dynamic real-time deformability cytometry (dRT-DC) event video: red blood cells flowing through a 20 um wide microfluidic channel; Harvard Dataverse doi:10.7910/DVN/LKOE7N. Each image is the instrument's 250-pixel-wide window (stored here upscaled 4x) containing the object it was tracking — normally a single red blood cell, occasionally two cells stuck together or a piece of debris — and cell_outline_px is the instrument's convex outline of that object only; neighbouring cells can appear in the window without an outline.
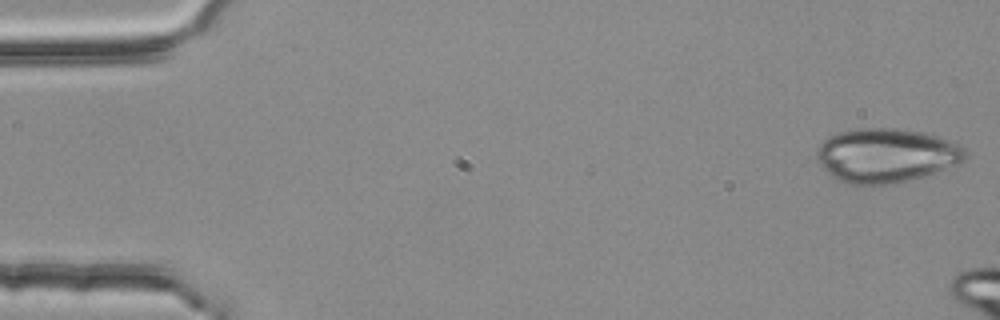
{"species": "common noctule bat (a hibernating species)", "species_latin": "Nyctalus noctula", "temperature_condition": "room temperature", "stored_images_in_passage": 13, "camera_frame_rate_fps": 3000, "um_per_image_px": 0.085, "animal": {"sex": "female", "body_mass_g": 25.1}, "frame": {"image": 1, "passage_image": 1, "time_ms": 0.0, "image_size_px": [1000, 320], "cell_outline_px": [[968, 156], [964, 160], [956, 164], [924, 176], [892, 184], [848, 184], [836, 180], [816, 160], [816, 148], [828, 136], [840, 132], [864, 128], [892, 128], [924, 132], [948, 140], [964, 148]], "centroid_in_image_um": [75.29, 13.21], "position_along_channel_um": 9.7, "area_um2": 46.64}}